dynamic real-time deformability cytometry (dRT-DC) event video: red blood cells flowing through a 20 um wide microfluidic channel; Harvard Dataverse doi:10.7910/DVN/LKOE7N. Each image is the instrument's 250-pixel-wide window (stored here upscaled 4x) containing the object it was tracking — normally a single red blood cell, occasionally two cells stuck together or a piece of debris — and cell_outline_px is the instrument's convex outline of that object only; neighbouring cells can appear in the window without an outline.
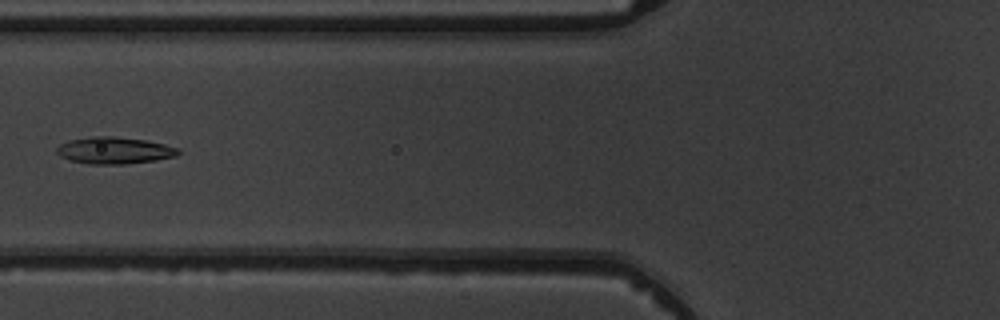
{"species": "common noctule bat (a hibernating species)", "species_latin": "Nyctalus noctula", "temperature_condition": "warm", "stored_images_in_passage": 6, "camera_frame_rate_fps": 3000, "um_per_image_px": 0.085, "animal": {"sex": "male", "body_mass_g": 19.5, "forearm_length_mm": 54.6}, "frame": {"image": 1, "passage_image": 6, "time_ms": 5.667, "image_size_px": [1000, 320], "cell_outline_px": [[180, 152], [176, 156], [156, 160], [124, 164], [88, 164], [72, 160], [60, 156], [56, 152], [56, 148], [60, 144], [68, 140], [92, 136], [112, 136], [144, 140], [164, 144], [180, 148]], "centroid_in_image_um": [9.72, 12.78], "position_along_channel_um": 116.1, "area_um2": 18.96}}